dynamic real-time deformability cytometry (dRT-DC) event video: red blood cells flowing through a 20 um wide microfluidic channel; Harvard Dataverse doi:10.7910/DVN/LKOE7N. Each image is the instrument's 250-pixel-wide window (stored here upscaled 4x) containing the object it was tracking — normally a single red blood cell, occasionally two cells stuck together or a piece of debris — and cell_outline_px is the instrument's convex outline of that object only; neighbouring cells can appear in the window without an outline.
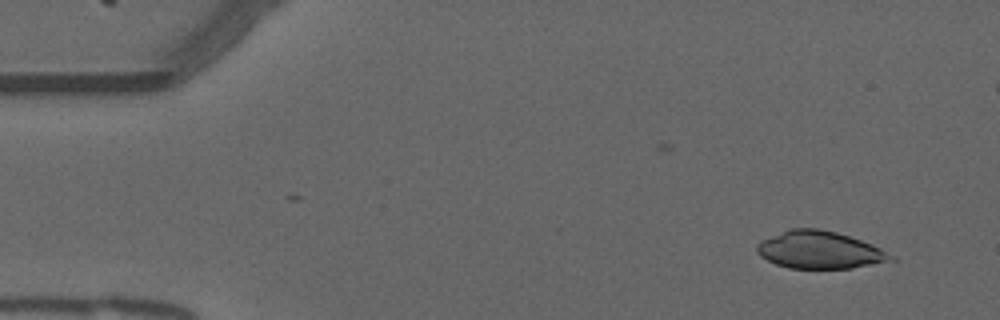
{"species": "common noctule bat (a hibernating species)", "species_latin": "Nyctalus noctula", "temperature_condition": "warm", "stored_images_in_passage": 18, "camera_frame_rate_fps": 3000, "um_per_image_px": 0.085, "animal": {"sex": "male", "forearm_length_mm": 52.5}, "frame": {"image": 1, "passage_image": 3, "time_ms": 0.667, "image_size_px": [1000, 320], "cell_outline_px": [[900, 260], [852, 268], [788, 268], [776, 264], [760, 256], [756, 252], [756, 244], [760, 240], [792, 228], [816, 228], [836, 232], [872, 244], [896, 256]], "centroid_in_image_um": [69.71, 21.26], "position_along_channel_um": 15.3, "area_um2": 29.36}}